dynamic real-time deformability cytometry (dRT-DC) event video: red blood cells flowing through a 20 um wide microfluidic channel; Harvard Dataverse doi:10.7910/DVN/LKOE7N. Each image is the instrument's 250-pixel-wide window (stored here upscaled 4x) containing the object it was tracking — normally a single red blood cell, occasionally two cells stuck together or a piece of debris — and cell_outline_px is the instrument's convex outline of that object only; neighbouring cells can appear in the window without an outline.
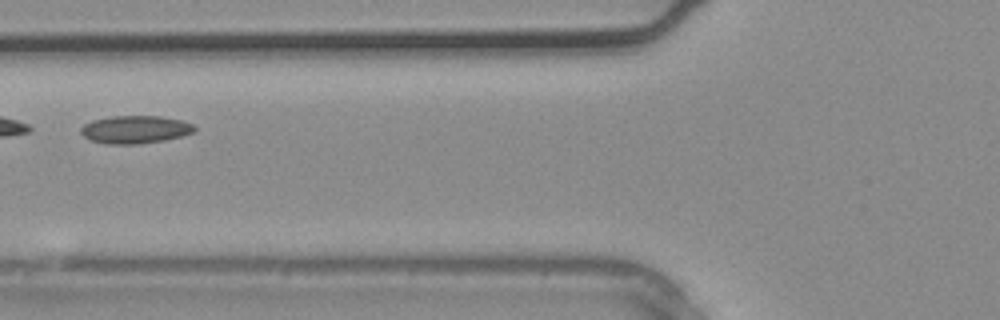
{"species": "common noctule bat (a hibernating species)", "species_latin": "Nyctalus noctula", "temperature_condition": "warm", "stored_images_in_passage": 11, "segment_of_instrument_passage": [2, 2], "camera_frame_rate_fps": 3000, "um_per_image_px": 0.085, "animal": {"sex": "male", "body_mass_g": 20.4}, "frame": {"image": 1, "passage_image": 10, "time_ms": 3.0, "image_size_px": [1000, 320], "cell_outline_px": [[196, 132], [164, 140], [140, 144], [104, 144], [92, 140], [84, 136], [80, 132], [80, 128], [84, 124], [92, 120], [112, 116], [160, 116], [180, 120], [192, 124], [196, 128]], "centroid_in_image_um": [11.48, 11.01], "position_along_channel_um": 114.3, "area_um2": 18.44}}